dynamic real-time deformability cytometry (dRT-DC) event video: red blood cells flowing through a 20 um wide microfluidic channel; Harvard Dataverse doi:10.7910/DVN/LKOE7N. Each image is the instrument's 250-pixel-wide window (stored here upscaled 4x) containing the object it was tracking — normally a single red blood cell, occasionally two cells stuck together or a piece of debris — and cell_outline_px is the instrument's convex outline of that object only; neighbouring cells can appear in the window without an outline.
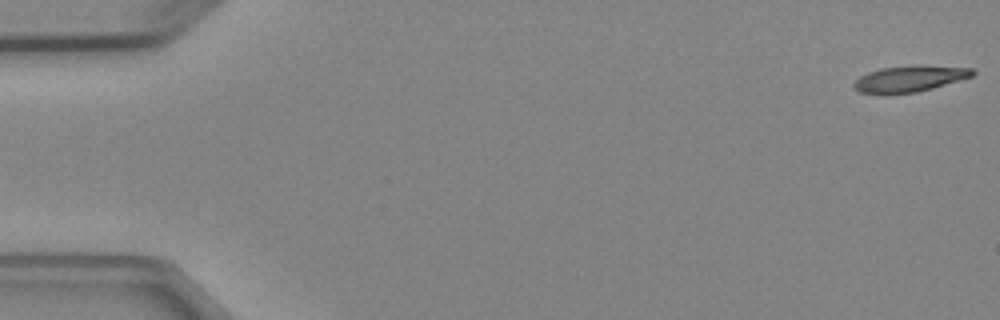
{"species": "Egyptian fruit bat (a non-hibernating species)", "species_latin": "Rousettus aegyptiacus", "temperature_condition": "cold", "stored_images_in_passage": 3, "camera_frame_rate_fps": 3000, "um_per_image_px": 0.085, "animal": {"sex": "female"}, "frame": {"image": 1, "passage_image": 1, "time_ms": 0.0, "image_size_px": [1000, 320], "cell_outline_px": [[976, 72], [972, 76], [932, 88], [916, 92], [860, 92], [852, 88], [852, 84], [860, 76], [868, 72], [880, 68], [912, 64], [920, 64], [972, 68]], "centroid_in_image_um": [77.34, 6.64], "position_along_channel_um": 7.7, "area_um2": 17.92}}